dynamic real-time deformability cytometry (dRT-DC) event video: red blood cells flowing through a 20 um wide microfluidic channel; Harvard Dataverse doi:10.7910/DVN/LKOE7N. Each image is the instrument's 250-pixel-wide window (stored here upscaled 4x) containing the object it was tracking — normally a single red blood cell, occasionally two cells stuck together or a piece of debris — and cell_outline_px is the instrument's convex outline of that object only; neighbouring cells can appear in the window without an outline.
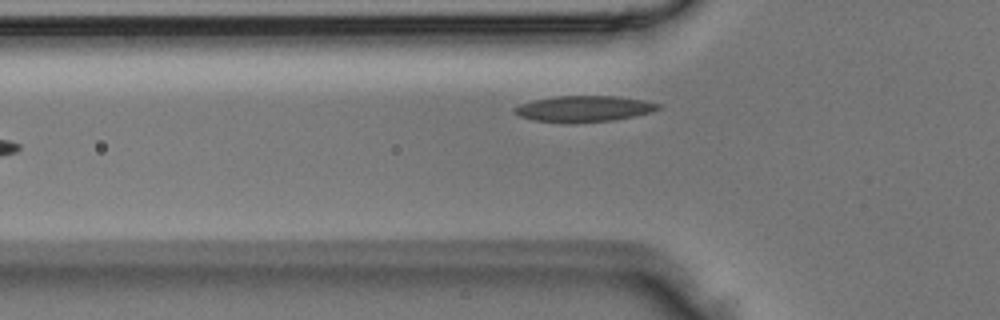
{"species": "Egyptian fruit bat (a non-hibernating species)", "species_latin": "Rousettus aegyptiacus", "temperature_condition": "room temperature", "stored_images_in_passage": 6, "segment_of_instrument_passage": [1, 2], "camera_frame_rate_fps": 3000, "um_per_image_px": 0.085, "animal": {"sex": "male"}, "frame": {"image": 1, "passage_image": 4, "time_ms": 1.0, "image_size_px": [1000, 320], "cell_outline_px": [[660, 108], [652, 112], [612, 120], [532, 120], [520, 116], [512, 112], [512, 108], [520, 104], [532, 100], [556, 96], [616, 96], [644, 100], [660, 104]], "centroid_in_image_um": [49.63, 9.19], "position_along_channel_um": 76.2, "area_um2": 20.87}}